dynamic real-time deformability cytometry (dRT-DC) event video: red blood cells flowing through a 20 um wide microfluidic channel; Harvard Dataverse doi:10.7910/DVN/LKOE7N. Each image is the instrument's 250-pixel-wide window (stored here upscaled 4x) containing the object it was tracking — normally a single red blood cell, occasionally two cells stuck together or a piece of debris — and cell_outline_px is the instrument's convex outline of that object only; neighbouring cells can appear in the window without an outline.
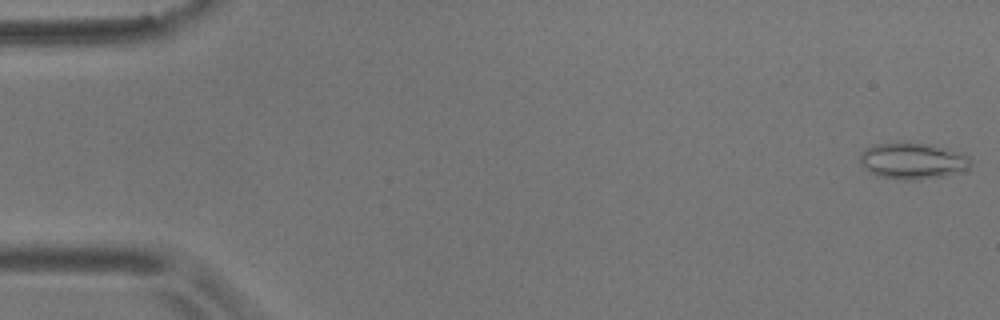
{"species": "common noctule bat (a hibernating species)", "species_latin": "Nyctalus noctula", "temperature_condition": "room temperature", "stored_images_in_passage": 55, "camera_frame_rate_fps": 3000, "um_per_image_px": 0.085, "animal": {"sex": "male", "body_mass_g": 17.9}, "frame": {"image": 1, "passage_image": 1, "time_ms": 0.0, "image_size_px": [1000, 320], "cell_outline_px": [[972, 164], [968, 168], [944, 176], [912, 180], [876, 176], [860, 160], [860, 152], [864, 148], [872, 144], [908, 140], [928, 144], [944, 148], [968, 156], [972, 160]], "centroid_in_image_um": [77.55, 13.63], "position_along_channel_um": 7.5, "area_um2": 23.47}}
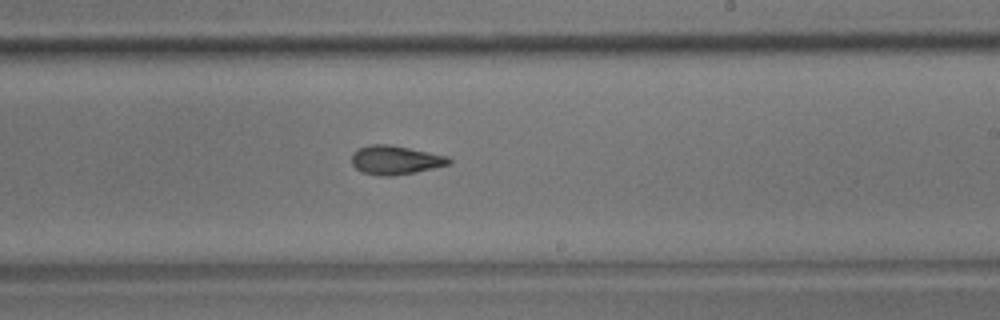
{"frame": {"image": 2, "passage_image": 33, "time_ms": 10.667, "image_size_px": [1000, 320], "cell_outline_px": [[452, 160], [448, 164], [416, 172], [392, 176], [380, 176], [360, 172], [352, 164], [352, 152], [368, 144], [388, 144], [448, 156]], "centroid_in_image_um": [33.56, 13.61], "position_along_channel_um": 255.4, "area_um2": 16.3}}
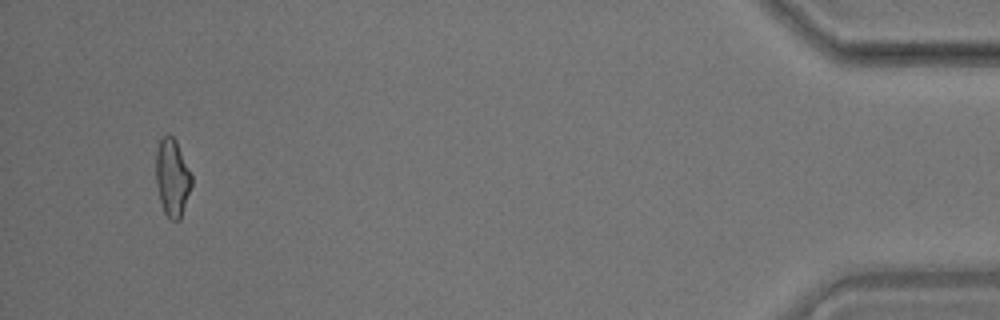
{"frame": {"image": 3, "passage_image": 53, "time_ms": 17.333, "image_size_px": [1000, 320], "cell_outline_px": [[192, 184], [180, 220], [172, 220], [164, 212], [160, 200], [156, 184], [156, 152], [160, 140], [168, 132], [176, 140], [192, 176]], "centroid_in_image_um": [14.64, 15.08], "position_along_channel_um": 420.6, "area_um2": 16.01}, "authors_computed_cell_mechanics": {"area_um2": 16.2996, "velocity_mm_per_s": 3.6138, "shape_relaxation_time_tau1_ms": 10.3538, "shape_relaxation_time_tau2_ms": 3.435, "deformation_change_tau1": 0.2048, "deformation_change_tau2": 0.1215}}